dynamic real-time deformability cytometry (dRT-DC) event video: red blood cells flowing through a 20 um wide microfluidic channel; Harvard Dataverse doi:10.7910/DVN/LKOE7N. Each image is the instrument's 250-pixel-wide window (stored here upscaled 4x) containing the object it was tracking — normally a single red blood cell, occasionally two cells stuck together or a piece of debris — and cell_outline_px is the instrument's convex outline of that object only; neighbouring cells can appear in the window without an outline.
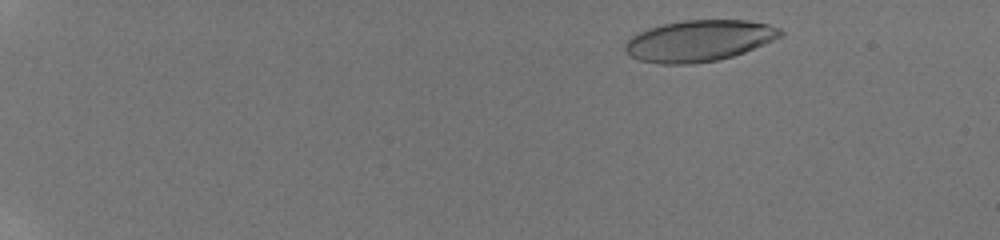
{"species": "human", "species_latin": "Homo sapiens", "temperature_condition": "room temperature", "stored_images_in_passage": 48, "camera_frame_rate_fps": 3000, "um_per_image_px": 0.085, "donor": {"sex": "male"}, "frame": {"image": 1, "passage_image": 11, "time_ms": 1.333, "image_size_px": [1000, 240], "cell_outline_px": [[784, 36], [744, 52], [732, 56], [716, 60], [692, 64], [660, 64], [640, 60], [628, 56], [624, 52], [624, 44], [632, 36], [648, 28], [680, 20], [748, 20], [768, 24], [780, 28], [784, 32]], "centroid_in_image_um": [59.41, 3.46], "position_along_channel_um": 25.6, "area_um2": 37.51}}
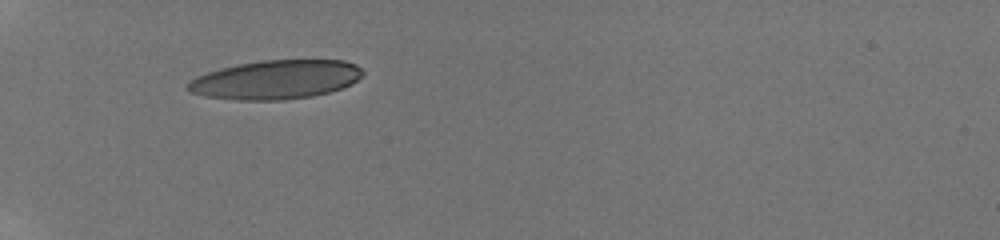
{"frame": {"image": 2, "passage_image": 41, "time_ms": 5.333, "image_size_px": [1000, 240], "cell_outline_px": [[364, 72], [352, 84], [328, 92], [312, 96], [284, 100], [240, 100], [204, 96], [192, 92], [184, 88], [184, 84], [188, 80], [196, 76], [220, 68], [260, 60], [344, 60], [356, 64]], "centroid_in_image_um": [23.4, 6.77], "position_along_channel_um": 61.6, "area_um2": 39.77}}